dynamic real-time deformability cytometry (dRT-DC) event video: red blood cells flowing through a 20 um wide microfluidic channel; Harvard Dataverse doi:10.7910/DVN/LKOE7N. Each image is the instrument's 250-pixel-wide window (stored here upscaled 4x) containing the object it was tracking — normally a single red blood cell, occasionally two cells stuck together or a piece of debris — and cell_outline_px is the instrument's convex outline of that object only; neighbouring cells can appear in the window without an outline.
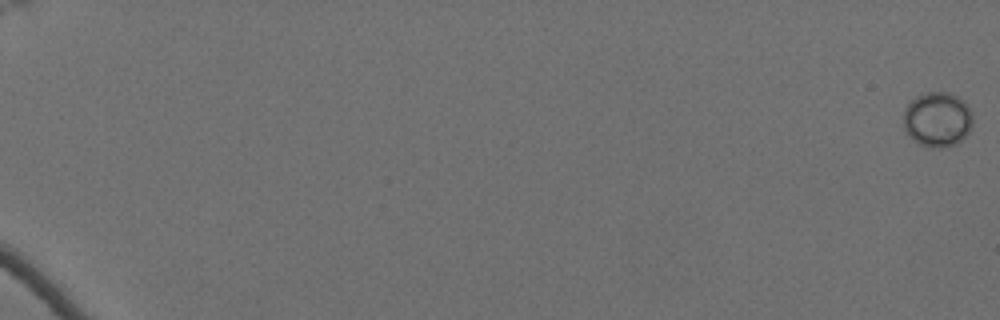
{"species": "Egyptian fruit bat (a non-hibernating species)", "species_latin": "Rousettus aegyptiacus", "temperature_condition": "cold", "stored_images_in_passage": 63, "camera_frame_rate_fps": 3000, "um_per_image_px": 0.085, "animal": {"sex": "female"}, "frame": {"image": 1, "passage_image": 1, "time_ms": 0.0, "image_size_px": [1000, 320], "cell_outline_px": [[972, 124], [968, 132], [956, 144], [944, 148], [932, 148], [920, 144], [912, 140], [908, 136], [904, 128], [904, 108], [916, 96], [928, 92], [948, 92], [964, 100], [968, 104], [972, 112]], "centroid_in_image_um": [79.68, 10.15], "position_along_channel_um": 5.3, "area_um2": 22.37}}
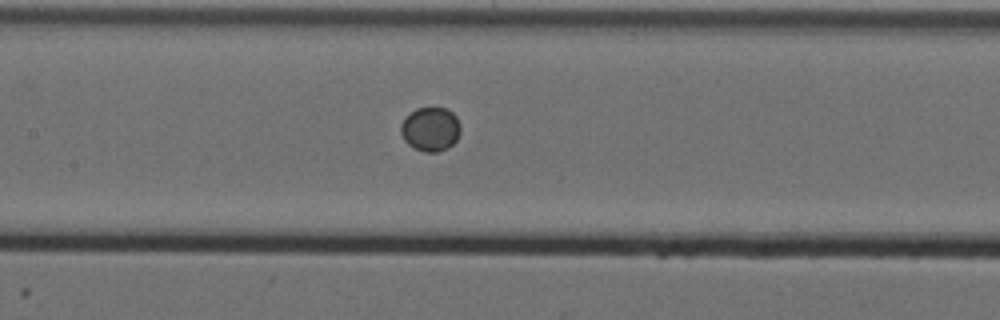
{"frame": {"image": 2, "passage_image": 35, "time_ms": 11.333, "image_size_px": [1000, 320], "cell_outline_px": [[460, 132], [456, 140], [448, 148], [436, 152], [424, 152], [408, 144], [404, 140], [400, 132], [400, 124], [416, 108], [444, 108], [452, 112], [456, 116], [460, 124]], "centroid_in_image_um": [36.6, 10.98], "position_along_channel_um": 170.8, "area_um2": 15.2}}
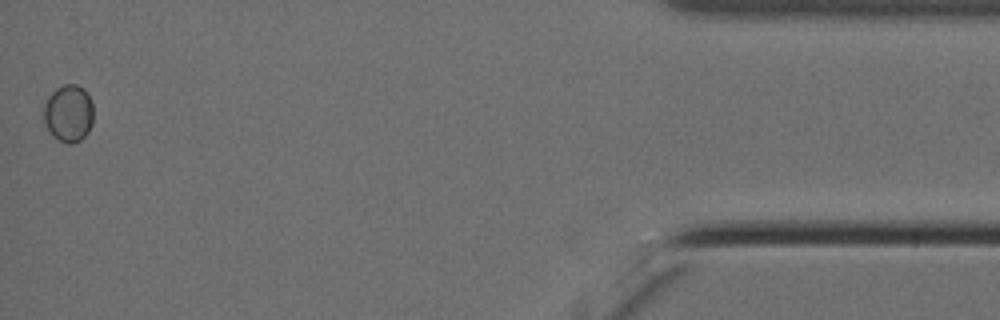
{"frame": {"image": 3, "passage_image": 63, "time_ms": 20.667, "image_size_px": [1000, 320], "cell_outline_px": [[92, 124], [88, 132], [80, 140], [72, 144], [68, 144], [52, 136], [44, 124], [44, 104], [48, 96], [56, 88], [64, 84], [76, 84], [84, 88], [92, 104]], "centroid_in_image_um": [5.81, 9.63], "position_along_channel_um": 429.4, "area_um2": 16.65}}